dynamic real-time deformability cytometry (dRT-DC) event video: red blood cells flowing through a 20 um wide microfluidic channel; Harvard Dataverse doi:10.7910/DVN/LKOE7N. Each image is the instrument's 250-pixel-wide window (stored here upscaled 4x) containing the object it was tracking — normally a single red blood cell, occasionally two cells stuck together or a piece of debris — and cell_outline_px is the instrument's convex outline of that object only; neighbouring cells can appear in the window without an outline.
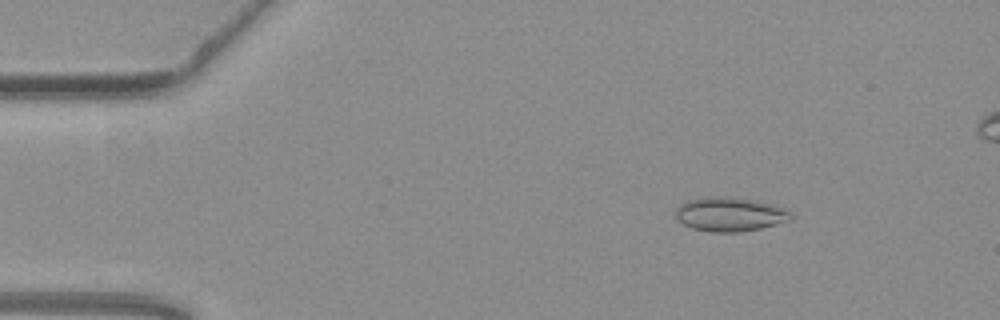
{"species": "common noctule bat (a hibernating species)", "species_latin": "Nyctalus noctula", "temperature_condition": "warm", "stored_images_in_passage": 52, "camera_frame_rate_fps": 3000, "um_per_image_px": 0.085, "animal": {"sex": "female", "body_mass_g": 19.3, "forearm_length_mm": 54.1}, "frame": {"image": 1, "passage_image": 7, "time_ms": 2.0, "image_size_px": [1000, 320], "cell_outline_px": [[792, 220], [760, 228], [740, 232], [712, 232], [692, 228], [676, 220], [676, 208], [680, 204], [688, 200], [704, 196], [728, 196], [756, 200], [772, 204], [788, 212], [792, 216]], "centroid_in_image_um": [61.99, 18.2], "position_along_channel_um": 23.0, "area_um2": 22.95}}
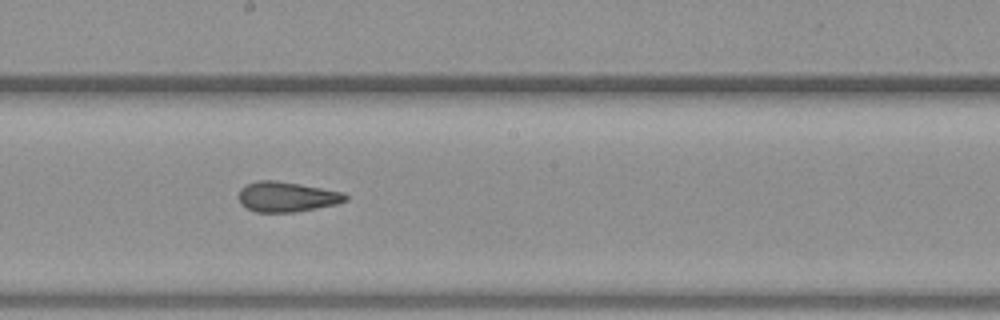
{"frame": {"image": 2, "passage_image": 29, "time_ms": 9.333, "image_size_px": [1000, 320], "cell_outline_px": [[348, 200], [336, 204], [296, 212], [256, 212], [240, 204], [236, 196], [240, 188], [248, 184], [260, 180], [276, 180], [300, 184], [344, 192], [348, 196]], "centroid_in_image_um": [24.35, 16.72], "position_along_channel_um": 223.8, "area_um2": 18.9}}
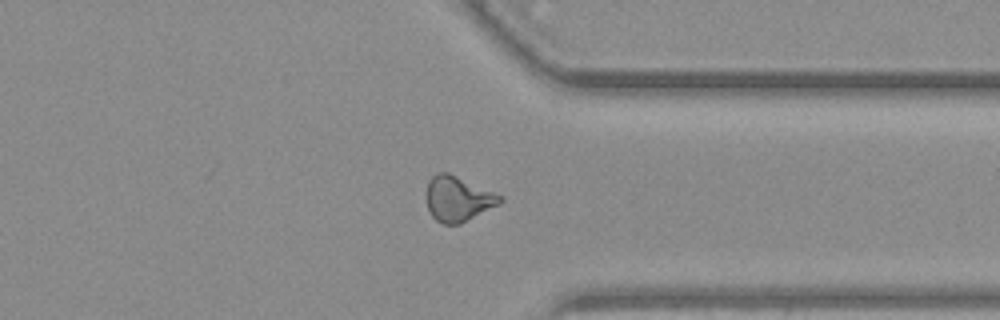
{"frame": {"image": 3, "passage_image": 41, "time_ms": 13.333, "image_size_px": [1000, 320], "cell_outline_px": [[504, 200], [500, 204], [460, 224], [444, 224], [436, 220], [432, 216], [428, 208], [424, 196], [428, 180], [436, 172], [448, 172], [504, 196]], "centroid_in_image_um": [38.91, 16.88], "position_along_channel_um": 372.5, "area_um2": 19.71}}